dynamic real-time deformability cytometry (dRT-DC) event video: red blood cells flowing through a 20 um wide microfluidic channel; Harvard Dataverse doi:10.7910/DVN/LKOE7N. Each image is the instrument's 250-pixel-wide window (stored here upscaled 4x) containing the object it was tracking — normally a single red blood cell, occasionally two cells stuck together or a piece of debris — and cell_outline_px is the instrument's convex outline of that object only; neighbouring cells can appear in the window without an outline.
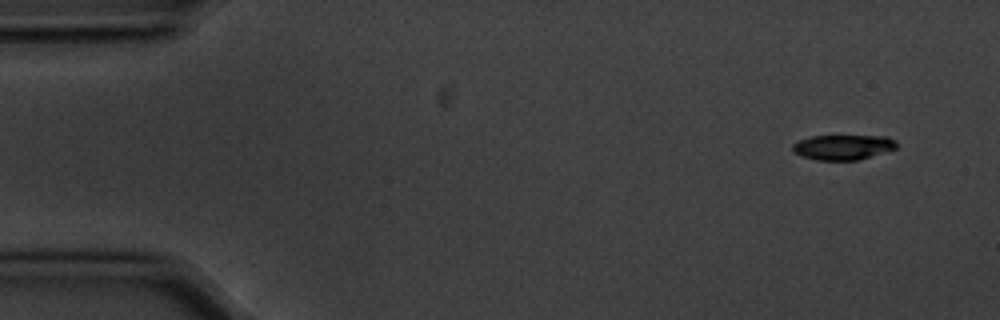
{"species": "common noctule bat (a hibernating species)", "species_latin": "Nyctalus noctula", "temperature_condition": "cold", "stored_images_in_passage": 7, "camera_frame_rate_fps": 3000, "um_per_image_px": 0.085, "animal": {"sex": "male", "body_mass_g": 20.1, "forearm_length_mm": 53.5}, "frame": {"image": 1, "passage_image": 1, "time_ms": 0.0, "image_size_px": [1000, 320], "cell_outline_px": [[896, 148], [856, 160], [816, 160], [804, 156], [796, 152], [792, 148], [792, 144], [800, 140], [812, 136], [888, 136], [896, 140]], "centroid_in_image_um": [71.67, 12.5], "position_along_channel_um": 13.3, "area_um2": 14.85}}
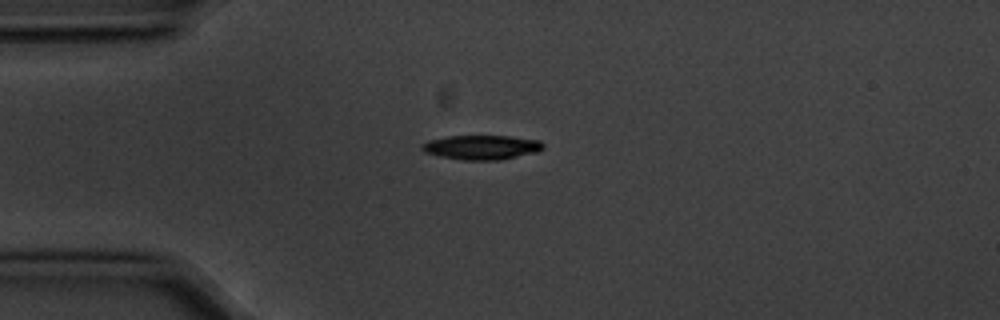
{"frame": {"image": 2, "passage_image": 4, "time_ms": 1.0, "image_size_px": [1000, 320], "cell_outline_px": [[544, 148], [536, 152], [500, 160], [464, 160], [440, 156], [424, 152], [420, 148], [420, 144], [428, 140], [448, 136], [508, 136], [540, 140], [544, 144]], "centroid_in_image_um": [40.91, 12.52], "position_along_channel_um": 44.1, "area_um2": 17.28}}